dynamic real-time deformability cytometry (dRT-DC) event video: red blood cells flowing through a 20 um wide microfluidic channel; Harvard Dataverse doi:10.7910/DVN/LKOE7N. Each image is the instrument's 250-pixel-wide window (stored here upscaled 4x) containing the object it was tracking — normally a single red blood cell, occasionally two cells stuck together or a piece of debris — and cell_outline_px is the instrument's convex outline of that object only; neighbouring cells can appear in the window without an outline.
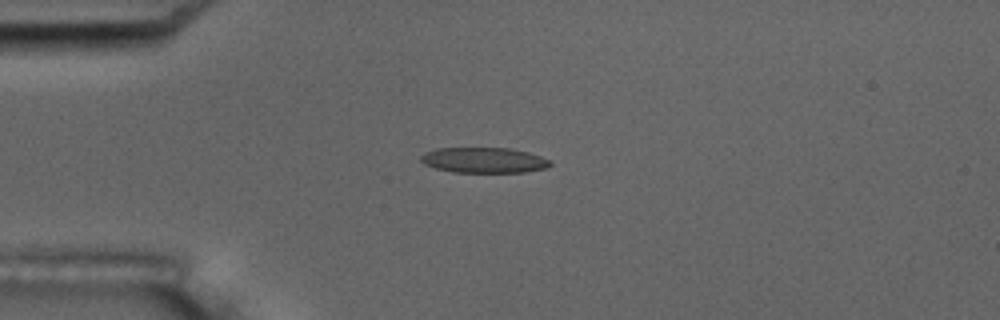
{"species": "common noctule bat (a hibernating species)", "species_latin": "Nyctalus noctula", "temperature_condition": "room temperature", "stored_images_in_passage": 8, "camera_frame_rate_fps": 3000, "um_per_image_px": 0.085, "animal": {"sex": "male", "body_mass_g": 17.5, "forearm_length_mm": 52.3}, "frame": {"image": 1, "passage_image": 5, "time_ms": 4.667, "image_size_px": [1000, 320], "cell_outline_px": [[552, 164], [548, 168], [524, 172], [452, 172], [436, 168], [424, 164], [420, 160], [420, 156], [424, 152], [436, 148], [508, 148], [528, 152], [540, 156], [548, 160]], "centroid_in_image_um": [41.11, 13.61], "position_along_channel_um": 43.9, "area_um2": 19.19}}